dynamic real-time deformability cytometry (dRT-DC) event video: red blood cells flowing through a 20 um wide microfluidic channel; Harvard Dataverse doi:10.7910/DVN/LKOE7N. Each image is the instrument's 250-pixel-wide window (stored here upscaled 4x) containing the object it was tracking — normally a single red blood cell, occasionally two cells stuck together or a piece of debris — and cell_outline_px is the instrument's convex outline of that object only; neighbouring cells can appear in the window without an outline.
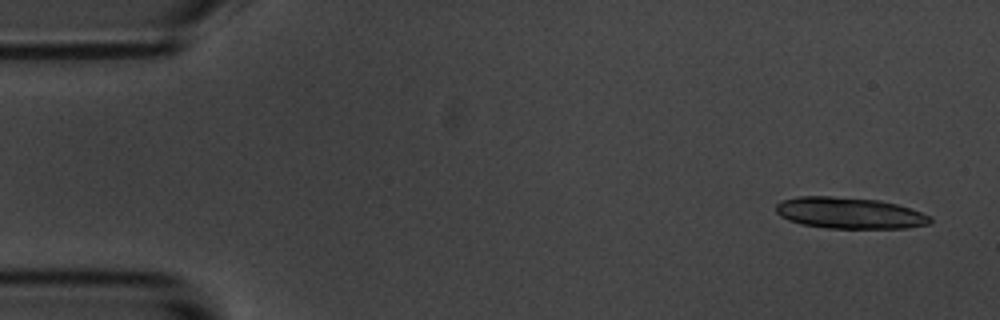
{"species": "common noctule bat (a hibernating species)", "species_latin": "Nyctalus noctula", "temperature_condition": "room temperature", "stored_images_in_passage": 15, "segment_of_instrument_passage": [1, 2], "camera_frame_rate_fps": 3000, "um_per_image_px": 0.085, "animal": {"sex": "male", "body_mass_g": 20.1, "forearm_length_mm": 53.5}, "frame": {"image": 1, "passage_image": 1, "time_ms": 0.0, "image_size_px": [1000, 320], "cell_outline_px": [[932, 224], [908, 228], [828, 228], [800, 224], [788, 220], [780, 216], [776, 212], [776, 204], [780, 200], [796, 196], [832, 196], [880, 200], [896, 204], [932, 216]], "centroid_in_image_um": [72.19, 18.1], "position_along_channel_um": 12.8, "area_um2": 28.38}}